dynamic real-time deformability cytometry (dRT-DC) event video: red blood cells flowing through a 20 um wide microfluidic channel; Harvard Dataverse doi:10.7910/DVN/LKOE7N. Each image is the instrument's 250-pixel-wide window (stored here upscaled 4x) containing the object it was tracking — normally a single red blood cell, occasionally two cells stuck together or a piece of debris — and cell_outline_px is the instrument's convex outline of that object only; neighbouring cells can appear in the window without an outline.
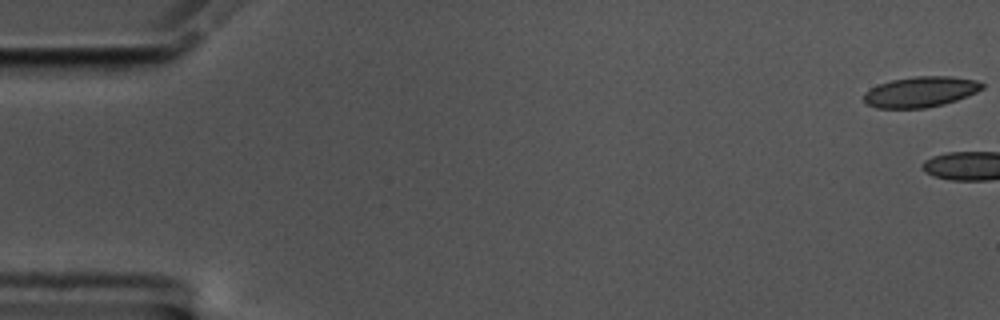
{"species": "common noctule bat (a hibernating species)", "species_latin": "Nyctalus noctula", "temperature_condition": "cold", "stored_images_in_passage": 4, "camera_frame_rate_fps": 3000, "um_per_image_px": 0.085, "animal": {"sex": "male", "body_mass_g": 17.5, "forearm_length_mm": 52.3}, "frame": {"image": 1, "passage_image": 1, "time_ms": 0.0, "image_size_px": [1000, 320], "cell_outline_px": [[984, 88], [976, 92], [956, 100], [944, 104], [924, 108], [876, 108], [868, 104], [864, 100], [864, 92], [880, 84], [892, 80], [916, 76], [952, 76], [976, 80], [984, 84]], "centroid_in_image_um": [78.27, 7.8], "position_along_channel_um": 6.7, "area_um2": 20.92}}